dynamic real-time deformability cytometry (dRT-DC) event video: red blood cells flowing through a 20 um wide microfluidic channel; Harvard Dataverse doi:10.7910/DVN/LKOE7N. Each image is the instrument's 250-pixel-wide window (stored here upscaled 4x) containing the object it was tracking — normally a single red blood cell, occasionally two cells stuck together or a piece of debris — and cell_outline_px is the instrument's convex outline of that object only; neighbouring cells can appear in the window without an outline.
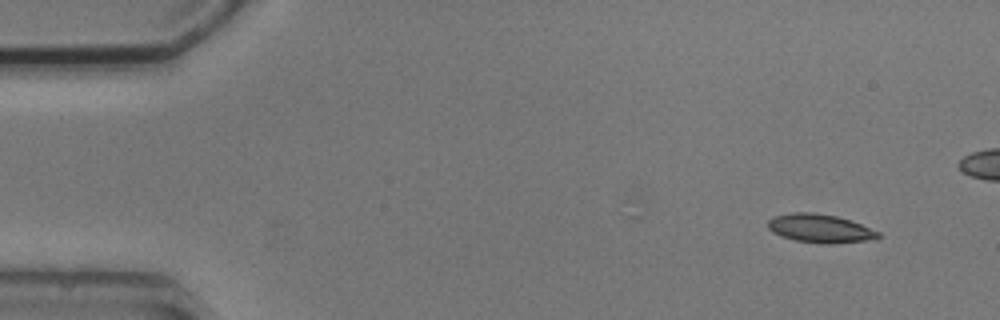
{"species": "common noctule bat (a hibernating species)", "species_latin": "Nyctalus noctula", "temperature_condition": "cold", "stored_images_in_passage": 4, "camera_frame_rate_fps": 3000, "um_per_image_px": 0.085, "animal": {"sex": "male", "body_mass_g": 20.5, "forearm_length_mm": 52.5}, "frame": {"image": 1, "passage_image": 1, "time_ms": 0.0, "image_size_px": [1000, 320], "cell_outline_px": [[880, 236], [864, 240], [796, 240], [780, 236], [772, 232], [768, 228], [768, 220], [772, 216], [792, 212], [812, 212], [836, 216], [852, 220], [880, 232]], "centroid_in_image_um": [69.6, 19.33], "position_along_channel_um": 15.4, "area_um2": 17.22}}